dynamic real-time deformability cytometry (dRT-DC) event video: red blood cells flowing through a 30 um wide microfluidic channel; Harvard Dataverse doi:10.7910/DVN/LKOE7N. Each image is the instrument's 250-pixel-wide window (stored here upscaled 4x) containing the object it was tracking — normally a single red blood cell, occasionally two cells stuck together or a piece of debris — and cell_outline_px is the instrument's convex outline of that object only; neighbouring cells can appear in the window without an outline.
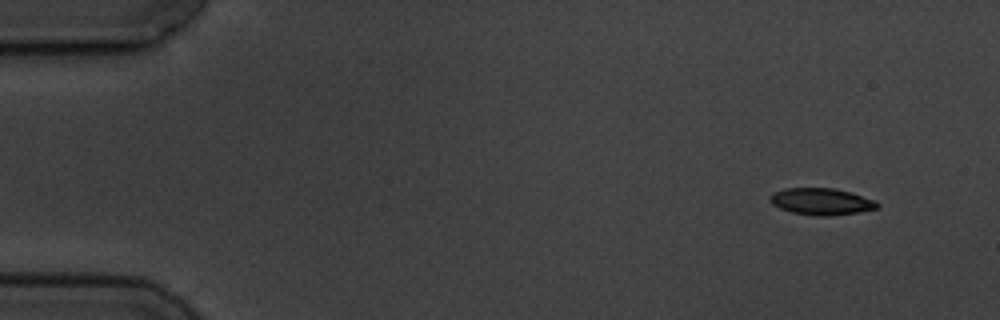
{"species": "common noctule bat (a hibernating species)", "species_latin": "Nyctalus noctula", "temperature_condition": "cold", "stored_images_in_passage": 4, "camera_frame_rate_fps": 3000, "um_per_image_px": 0.085, "animal": {"sex": "male", "body_mass_g": 19.5, "forearm_length_mm": 54.6}, "frame": {"image": 1, "passage_image": 1, "time_ms": 0.0, "image_size_px": [1000, 320], "cell_outline_px": [[880, 208], [860, 212], [832, 216], [812, 216], [792, 212], [780, 208], [772, 204], [768, 200], [768, 196], [772, 192], [784, 188], [832, 188], [852, 192], [876, 200], [880, 204]], "centroid_in_image_um": [69.83, 17.13], "position_along_channel_um": 15.2, "area_um2": 17.17}}
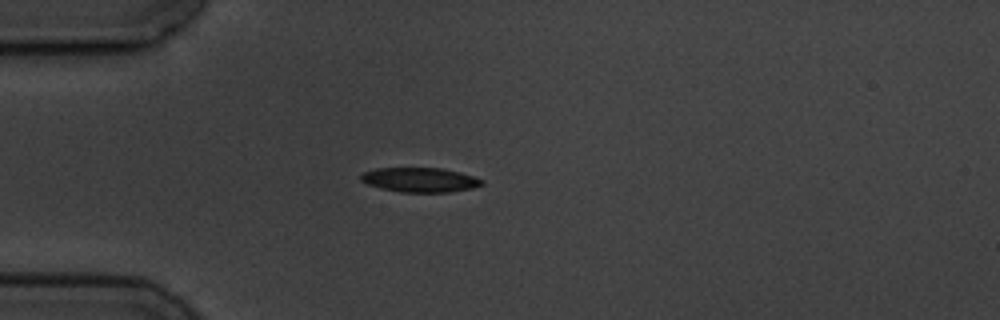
{"frame": {"image": 2, "passage_image": 4, "time_ms": 3.667, "image_size_px": [1000, 320], "cell_outline_px": [[484, 184], [472, 188], [448, 192], [400, 192], [380, 188], [368, 184], [360, 180], [360, 176], [364, 172], [376, 168], [440, 168], [460, 172], [484, 180]], "centroid_in_image_um": [35.69, 15.29], "position_along_channel_um": 49.3, "area_um2": 17.22}}